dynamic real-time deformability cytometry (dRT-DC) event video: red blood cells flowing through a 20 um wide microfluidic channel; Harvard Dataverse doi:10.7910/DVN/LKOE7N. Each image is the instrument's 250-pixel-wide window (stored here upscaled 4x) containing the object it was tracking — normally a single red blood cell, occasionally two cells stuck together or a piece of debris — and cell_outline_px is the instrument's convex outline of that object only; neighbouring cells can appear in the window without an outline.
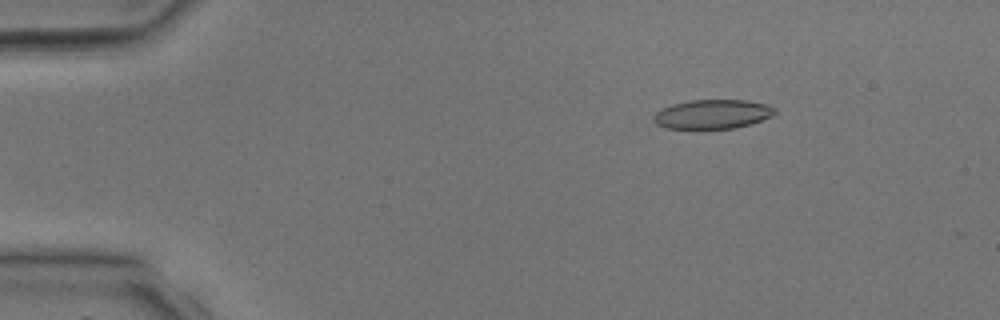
{"species": "common noctule bat (a hibernating species)", "species_latin": "Nyctalus noctula", "temperature_condition": "room temperature", "stored_images_in_passage": 4, "camera_frame_rate_fps": 3000, "um_per_image_px": 0.085, "animal": {"sex": "male", "body_mass_g": 17.9, "forearm_length_mm": 54.2}, "frame": {"image": 1, "passage_image": 2, "time_ms": 1.333, "image_size_px": [1000, 320], "cell_outline_px": [[776, 112], [772, 116], [748, 124], [732, 128], [704, 132], [692, 132], [664, 128], [656, 124], [652, 120], [652, 116], [660, 108], [672, 104], [688, 100], [744, 100], [768, 104], [776, 108]], "centroid_in_image_um": [60.45, 9.76], "position_along_channel_um": 24.5, "area_um2": 21.79}}